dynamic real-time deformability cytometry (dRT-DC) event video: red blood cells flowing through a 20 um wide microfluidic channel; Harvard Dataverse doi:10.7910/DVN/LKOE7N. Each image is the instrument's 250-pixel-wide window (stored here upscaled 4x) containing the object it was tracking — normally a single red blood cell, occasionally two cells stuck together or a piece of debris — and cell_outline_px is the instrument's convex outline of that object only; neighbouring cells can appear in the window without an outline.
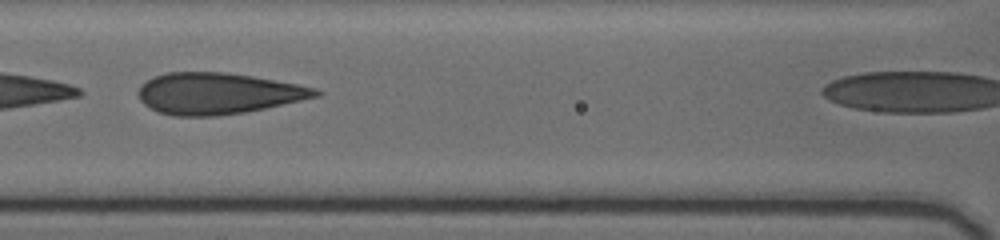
{"species": "human", "species_latin": "Homo sapiens", "temperature_condition": "cold", "stored_images_in_passage": 25, "camera_frame_rate_fps": 3000, "um_per_image_px": 0.085, "donor": {"sex": "female"}, "frame": {"image": 1, "passage_image": 17, "time_ms": 2.333, "image_size_px": [1000, 240], "cell_outline_px": [[320, 96], [264, 108], [244, 112], [216, 116], [172, 116], [148, 108], [140, 100], [136, 92], [140, 84], [152, 76], [164, 72], [228, 72], [252, 76], [296, 84], [312, 88], [320, 92]], "centroid_in_image_um": [18.41, 7.94], "position_along_channel_um": 148.2, "area_um2": 42.71}}
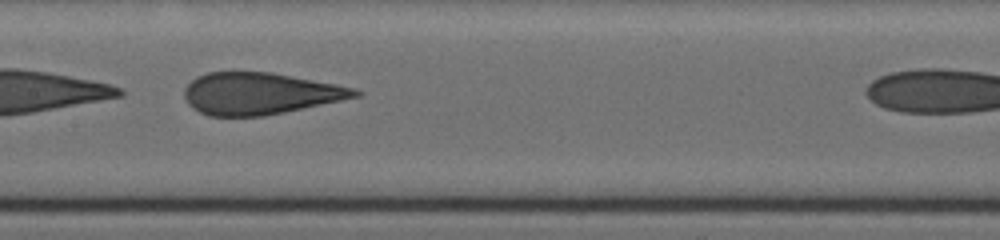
{"frame": {"image": 2, "passage_image": 24, "time_ms": 3.333, "image_size_px": [1000, 240], "cell_outline_px": [[360, 96], [284, 112], [264, 116], [208, 116], [192, 108], [188, 104], [184, 96], [184, 88], [196, 76], [208, 72], [232, 68], [236, 68], [272, 72], [336, 84], [356, 88], [360, 92]], "centroid_in_image_um": [22.02, 7.9], "position_along_channel_um": 185.4, "area_um2": 42.48}}